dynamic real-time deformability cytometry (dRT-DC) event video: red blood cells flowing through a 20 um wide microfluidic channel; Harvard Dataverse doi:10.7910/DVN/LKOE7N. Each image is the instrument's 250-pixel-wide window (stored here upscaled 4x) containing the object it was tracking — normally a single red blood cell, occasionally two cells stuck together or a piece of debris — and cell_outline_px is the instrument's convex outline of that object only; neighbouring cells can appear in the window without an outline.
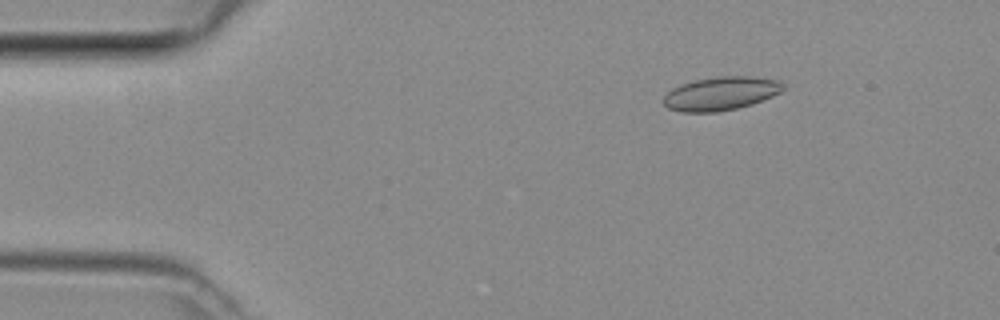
{"species": "common noctule bat (a hibernating species)", "species_latin": "Nyctalus noctula", "temperature_condition": "room temperature", "stored_images_in_passage": 2, "camera_frame_rate_fps": 3000, "um_per_image_px": 0.085, "animal": {"sex": "female", "body_mass_g": 29.2, "forearm_length_mm": 56.3}, "frame": {"image": 1, "passage_image": 1, "time_ms": 0.0, "image_size_px": [1000, 320], "cell_outline_px": [[784, 88], [780, 92], [772, 96], [752, 104], [736, 108], [716, 112], [684, 112], [668, 108], [664, 104], [664, 96], [672, 88], [680, 84], [696, 80], [720, 76], [748, 76], [776, 80]], "centroid_in_image_um": [61.23, 7.95], "position_along_channel_um": 23.8, "area_um2": 23.0}}